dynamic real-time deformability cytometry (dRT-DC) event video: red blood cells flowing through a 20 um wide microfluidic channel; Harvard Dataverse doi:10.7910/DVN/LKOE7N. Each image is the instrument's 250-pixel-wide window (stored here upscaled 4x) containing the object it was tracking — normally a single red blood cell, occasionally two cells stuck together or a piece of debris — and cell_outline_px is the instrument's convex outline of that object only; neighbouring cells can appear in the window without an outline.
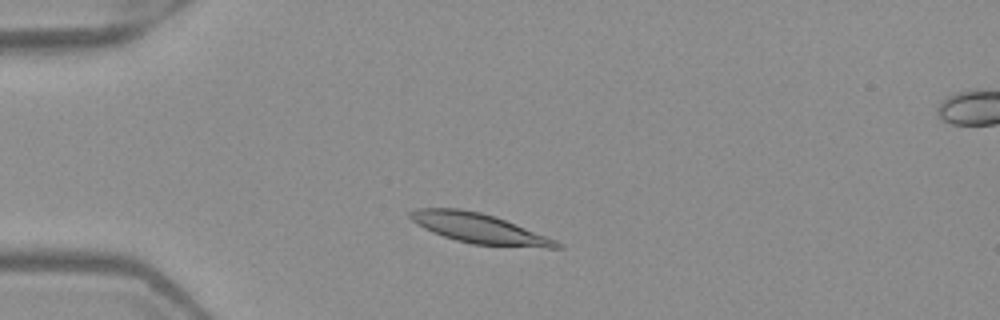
{"species": "Egyptian fruit bat (a non-hibernating species)", "species_latin": "Rousettus aegyptiacus", "temperature_condition": "warm", "stored_images_in_passage": 46, "camera_frame_rate_fps": 3000, "um_per_image_px": 0.085, "frame": {"image": 1, "passage_image": 7, "time_ms": 2.0, "image_size_px": [1000, 320], "cell_outline_px": [[564, 248], [544, 248], [472, 244], [456, 240], [432, 232], [416, 224], [408, 216], [408, 212], [416, 208], [460, 208], [480, 212], [496, 216], [556, 240], [564, 244]], "centroid_in_image_um": [40.73, 19.41], "position_along_channel_um": 44.3, "area_um2": 25.61}}
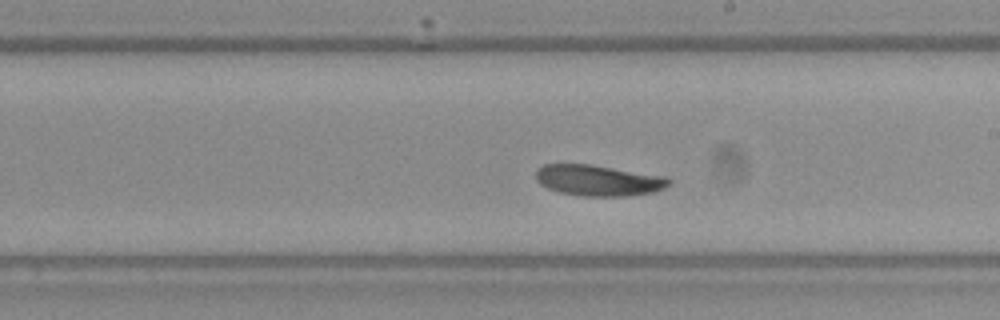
{"frame": {"image": 2, "passage_image": 24, "time_ms": 7.667, "image_size_px": [1000, 320], "cell_outline_px": [[672, 180], [664, 188], [656, 192], [628, 196], [584, 196], [560, 192], [548, 188], [540, 184], [536, 180], [536, 168], [544, 164], [592, 164], [664, 176]], "centroid_in_image_um": [50.85, 15.33], "position_along_channel_um": 238.1, "area_um2": 24.1}}
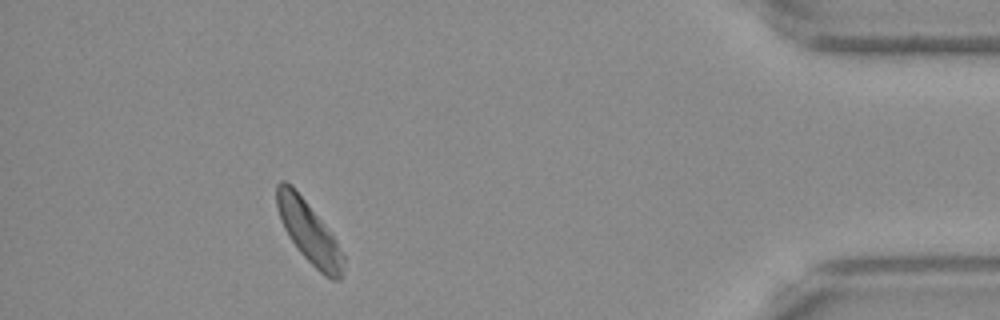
{"frame": {"image": 3, "passage_image": 41, "time_ms": 13.333, "image_size_px": [1000, 320], "cell_outline_px": [[344, 268], [340, 280], [332, 280], [324, 276], [300, 252], [288, 236], [280, 220], [276, 204], [276, 184], [280, 180], [284, 180], [292, 184], [336, 240], [344, 256]], "centroid_in_image_um": [26.24, 19.72], "position_along_channel_um": 409.0, "area_um2": 23.7}}